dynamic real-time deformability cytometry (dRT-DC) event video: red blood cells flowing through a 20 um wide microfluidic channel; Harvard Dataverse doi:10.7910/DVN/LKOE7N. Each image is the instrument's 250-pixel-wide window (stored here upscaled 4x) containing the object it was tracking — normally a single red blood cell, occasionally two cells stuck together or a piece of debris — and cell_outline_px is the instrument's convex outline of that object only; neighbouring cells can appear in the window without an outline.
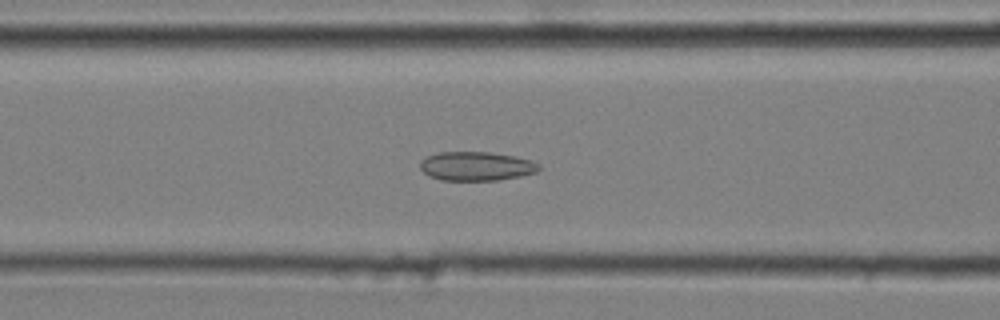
{"species": "common noctule bat (a hibernating species)", "species_latin": "Nyctalus noctula", "temperature_condition": "cold", "stored_images_in_passage": 53, "camera_frame_rate_fps": 3000, "um_per_image_px": 0.085, "animal": {"sex": "male", "body_mass_g": 20.4}, "frame": {"image": 1, "passage_image": 22, "time_ms": 7.0, "image_size_px": [1000, 320], "cell_outline_px": [[540, 168], [536, 172], [520, 176], [500, 180], [440, 180], [428, 176], [420, 168], [420, 160], [428, 156], [440, 152], [488, 152], [516, 156], [532, 160], [540, 164]], "centroid_in_image_um": [40.5, 14.12], "position_along_channel_um": 126.1, "area_um2": 20.17}}
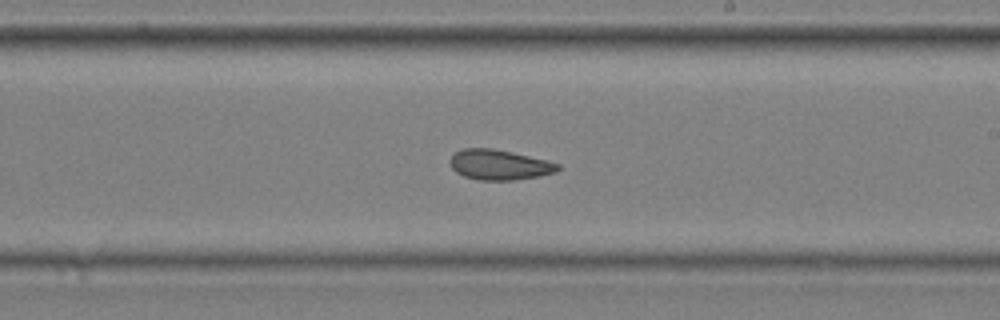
{"frame": {"image": 2, "passage_image": 32, "time_ms": 10.333, "image_size_px": [1000, 320], "cell_outline_px": [[560, 168], [556, 172], [540, 176], [512, 180], [476, 180], [464, 176], [456, 172], [452, 168], [448, 160], [456, 152], [464, 148], [492, 148], [512, 152], [548, 160], [560, 164]], "centroid_in_image_um": [42.45, 14.01], "position_along_channel_um": 246.6, "area_um2": 19.07}}
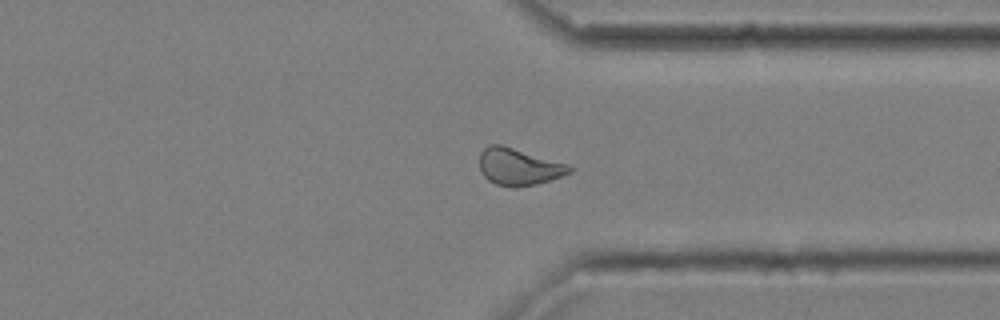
{"frame": {"image": 3, "passage_image": 42, "time_ms": 13.667, "image_size_px": [1000, 320], "cell_outline_px": [[572, 172], [536, 184], [516, 188], [512, 188], [496, 184], [488, 180], [480, 172], [480, 152], [488, 144], [500, 144], [568, 164], [572, 168]], "centroid_in_image_um": [44.05, 14.18], "position_along_channel_um": 367.3, "area_um2": 19.31}, "authors_computed_cell_mechanics": {"area_um2": 19.7676, "velocity_mm_per_s": 3.6198, "shape_relaxation_time_tau1_ms": null, "shape_relaxation_time_tau2_ms": 2.6307, "deformation_change_tau1": null, "deformation_change_tau2": 0.0922}}